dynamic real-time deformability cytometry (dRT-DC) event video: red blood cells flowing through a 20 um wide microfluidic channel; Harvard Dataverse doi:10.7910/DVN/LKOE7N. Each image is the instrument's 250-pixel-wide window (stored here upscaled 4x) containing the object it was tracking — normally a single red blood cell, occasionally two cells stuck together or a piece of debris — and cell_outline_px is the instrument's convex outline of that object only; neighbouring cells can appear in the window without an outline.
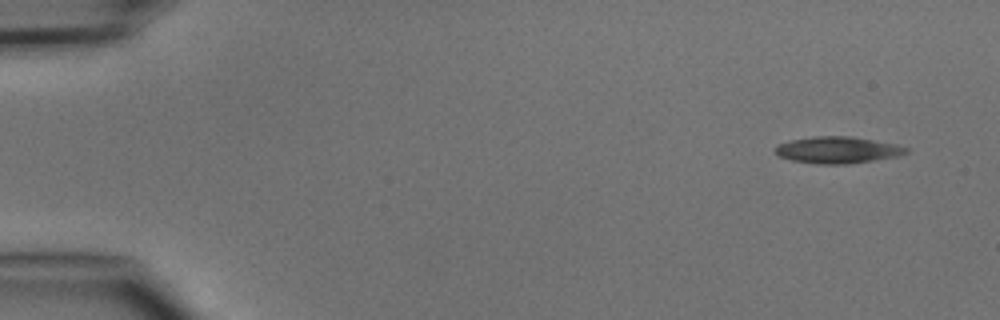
{"species": "common noctule bat (a hibernating species)", "species_latin": "Nyctalus noctula", "temperature_condition": "cold", "stored_images_in_passage": 4, "camera_frame_rate_fps": 3000, "um_per_image_px": 0.085, "animal": {"sex": "male", "body_mass_g": 15.6}, "frame": {"image": 1, "passage_image": 1, "time_ms": 0.0, "image_size_px": [1000, 320], "cell_outline_px": [[908, 152], [900, 156], [848, 164], [820, 164], [792, 160], [776, 156], [772, 152], [780, 144], [792, 140], [816, 136], [852, 136], [896, 144], [908, 148]], "centroid_in_image_um": [71.2, 12.75], "position_along_channel_um": 13.8, "area_um2": 20.35}}
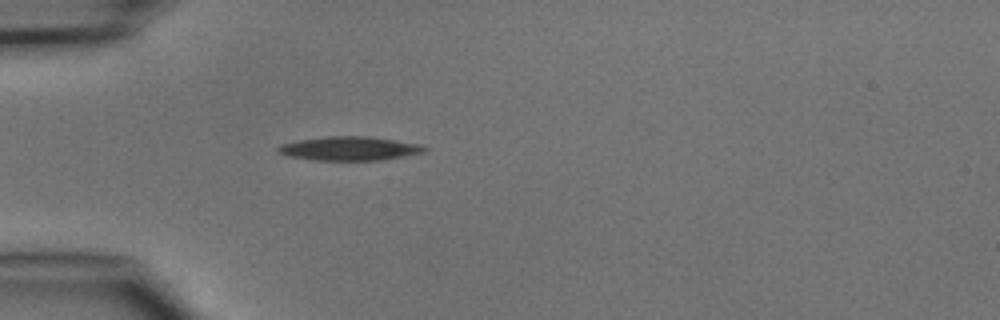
{"frame": {"image": 2, "passage_image": 4, "time_ms": 3.667, "image_size_px": [1000, 320], "cell_outline_px": [[428, 148], [424, 152], [380, 160], [316, 160], [288, 156], [276, 152], [276, 148], [280, 144], [300, 140], [328, 136], [368, 136], [396, 140], [420, 144]], "centroid_in_image_um": [29.68, 12.62], "position_along_channel_um": 55.3, "area_um2": 20.29}}